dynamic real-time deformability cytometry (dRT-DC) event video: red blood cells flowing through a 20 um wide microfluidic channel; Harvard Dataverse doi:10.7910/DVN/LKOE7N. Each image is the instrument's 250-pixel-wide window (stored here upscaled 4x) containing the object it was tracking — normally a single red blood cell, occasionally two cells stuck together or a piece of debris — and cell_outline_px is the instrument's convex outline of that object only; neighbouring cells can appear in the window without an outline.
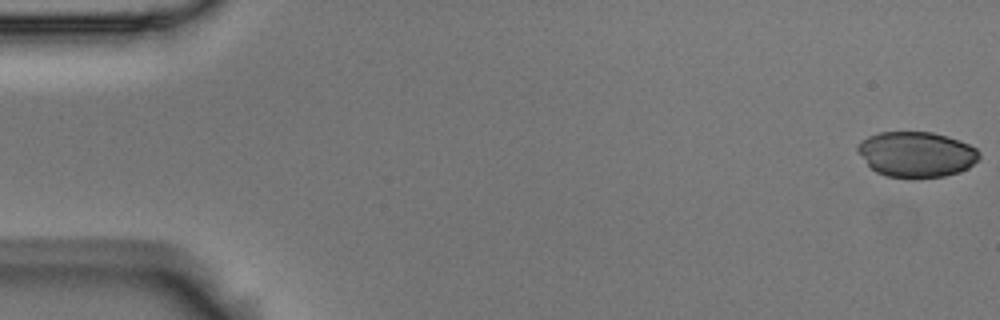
{"species": "Egyptian fruit bat (a non-hibernating species)", "species_latin": "Rousettus aegyptiacus", "temperature_condition": "room temperature", "stored_images_in_passage": 5, "camera_frame_rate_fps": 3000, "um_per_image_px": 0.085, "animal": {"sex": "male"}, "frame": {"image": 1, "passage_image": 1, "time_ms": 0.0, "image_size_px": [1000, 320], "cell_outline_px": [[980, 156], [968, 168], [960, 172], [944, 176], [888, 176], [876, 172], [868, 164], [856, 148], [860, 140], [868, 136], [880, 132], [932, 132], [948, 136], [960, 140], [976, 148], [980, 152]], "centroid_in_image_um": [77.91, 13.09], "position_along_channel_um": 7.1, "area_um2": 31.73}}